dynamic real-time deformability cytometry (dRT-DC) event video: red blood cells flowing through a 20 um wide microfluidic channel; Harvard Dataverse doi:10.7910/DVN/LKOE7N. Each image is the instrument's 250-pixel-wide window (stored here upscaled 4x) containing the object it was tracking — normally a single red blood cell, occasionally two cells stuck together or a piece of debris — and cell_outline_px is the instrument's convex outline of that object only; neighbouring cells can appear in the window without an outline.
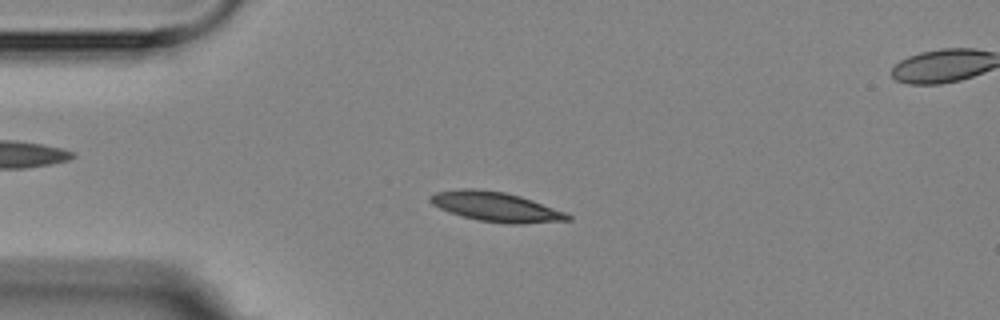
{"species": "Egyptian fruit bat (a non-hibernating species)", "species_latin": "Rousettus aegyptiacus", "temperature_condition": "room temperature", "stored_images_in_passage": 4, "camera_frame_rate_fps": 3000, "um_per_image_px": 0.085, "animal": {"sex": "female"}, "frame": {"image": 1, "passage_image": 1, "time_ms": 0.0, "image_size_px": [1000, 320], "cell_outline_px": [[572, 220], [524, 224], [508, 224], [476, 220], [460, 216], [448, 212], [432, 204], [428, 200], [428, 196], [436, 192], [464, 188], [476, 188], [504, 192], [520, 196], [532, 200], [564, 212], [572, 216]], "centroid_in_image_um": [42.12, 17.58], "position_along_channel_um": 42.9, "area_um2": 23.87}}
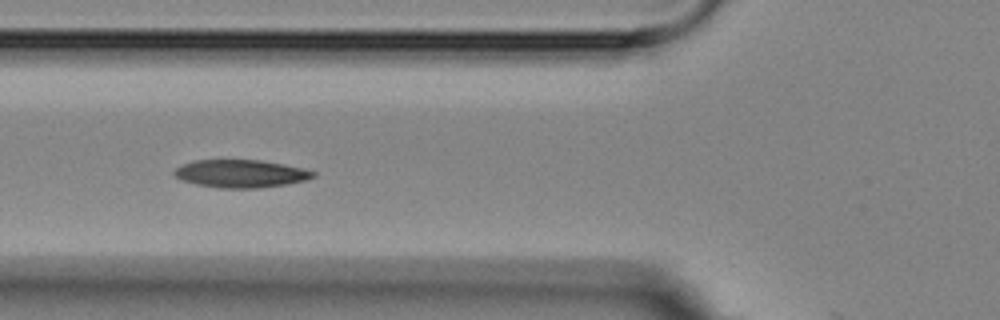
{"frame": {"image": 2, "passage_image": 3, "time_ms": 2.333, "image_size_px": [1000, 320], "cell_outline_px": [[316, 176], [304, 180], [288, 184], [260, 188], [220, 188], [196, 184], [180, 180], [172, 172], [176, 168], [192, 160], [260, 160], [300, 168], [316, 172]], "centroid_in_image_um": [20.43, 14.77], "position_along_channel_um": 105.4, "area_um2": 22.37}}
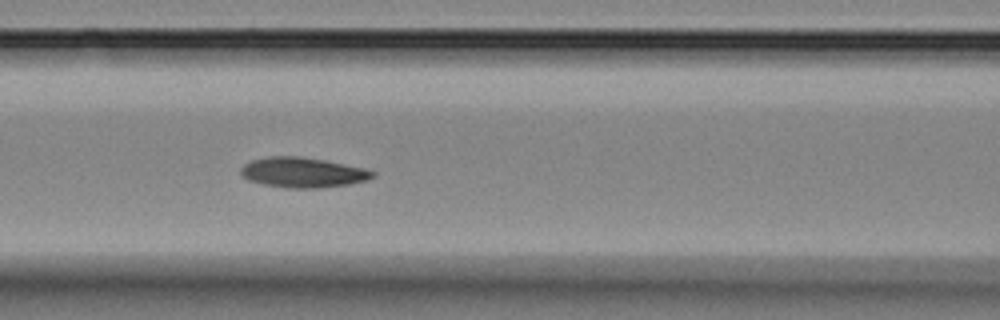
{"frame": {"image": 3, "passage_image": 4, "time_ms": 3.333, "image_size_px": [1000, 320], "cell_outline_px": [[376, 176], [368, 180], [348, 184], [316, 188], [288, 188], [264, 184], [248, 180], [240, 172], [240, 168], [244, 164], [252, 160], [272, 156], [300, 156], [324, 160], [364, 168], [376, 172]], "centroid_in_image_um": [25.75, 14.66], "position_along_channel_um": 140.8, "area_um2": 23.0}}